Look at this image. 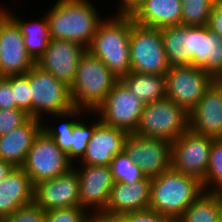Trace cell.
Returning a JSON list of instances; mask_svg holds the SVG:
<instances>
[{"label": "cell", "instance_id": "1", "mask_svg": "<svg viewBox=\"0 0 222 222\" xmlns=\"http://www.w3.org/2000/svg\"><path fill=\"white\" fill-rule=\"evenodd\" d=\"M101 20L87 50L97 56L120 80L131 72V14Z\"/></svg>", "mask_w": 222, "mask_h": 222}, {"label": "cell", "instance_id": "2", "mask_svg": "<svg viewBox=\"0 0 222 222\" xmlns=\"http://www.w3.org/2000/svg\"><path fill=\"white\" fill-rule=\"evenodd\" d=\"M96 8L88 0H58L46 15L51 39L90 45L101 21Z\"/></svg>", "mask_w": 222, "mask_h": 222}, {"label": "cell", "instance_id": "3", "mask_svg": "<svg viewBox=\"0 0 222 222\" xmlns=\"http://www.w3.org/2000/svg\"><path fill=\"white\" fill-rule=\"evenodd\" d=\"M203 193L202 182L171 168L152 178L149 209L177 220Z\"/></svg>", "mask_w": 222, "mask_h": 222}, {"label": "cell", "instance_id": "4", "mask_svg": "<svg viewBox=\"0 0 222 222\" xmlns=\"http://www.w3.org/2000/svg\"><path fill=\"white\" fill-rule=\"evenodd\" d=\"M118 81L97 56L86 50L78 63L75 80L70 87L74 107L95 111Z\"/></svg>", "mask_w": 222, "mask_h": 222}, {"label": "cell", "instance_id": "5", "mask_svg": "<svg viewBox=\"0 0 222 222\" xmlns=\"http://www.w3.org/2000/svg\"><path fill=\"white\" fill-rule=\"evenodd\" d=\"M29 89L34 119L42 120L43 111L58 119L77 117L85 111L74 107L69 86L36 64L29 70Z\"/></svg>", "mask_w": 222, "mask_h": 222}, {"label": "cell", "instance_id": "6", "mask_svg": "<svg viewBox=\"0 0 222 222\" xmlns=\"http://www.w3.org/2000/svg\"><path fill=\"white\" fill-rule=\"evenodd\" d=\"M188 129L189 113L166 97L145 104L134 133L172 143Z\"/></svg>", "mask_w": 222, "mask_h": 222}, {"label": "cell", "instance_id": "7", "mask_svg": "<svg viewBox=\"0 0 222 222\" xmlns=\"http://www.w3.org/2000/svg\"><path fill=\"white\" fill-rule=\"evenodd\" d=\"M131 72L166 75L169 62L163 48L161 29L135 23L131 16Z\"/></svg>", "mask_w": 222, "mask_h": 222}, {"label": "cell", "instance_id": "8", "mask_svg": "<svg viewBox=\"0 0 222 222\" xmlns=\"http://www.w3.org/2000/svg\"><path fill=\"white\" fill-rule=\"evenodd\" d=\"M34 185L65 174L73 163L68 156L44 131H40L27 154L21 167Z\"/></svg>", "mask_w": 222, "mask_h": 222}, {"label": "cell", "instance_id": "9", "mask_svg": "<svg viewBox=\"0 0 222 222\" xmlns=\"http://www.w3.org/2000/svg\"><path fill=\"white\" fill-rule=\"evenodd\" d=\"M213 139L188 129L171 143V168L195 177L204 187Z\"/></svg>", "mask_w": 222, "mask_h": 222}, {"label": "cell", "instance_id": "10", "mask_svg": "<svg viewBox=\"0 0 222 222\" xmlns=\"http://www.w3.org/2000/svg\"><path fill=\"white\" fill-rule=\"evenodd\" d=\"M144 106L145 103L119 80L94 113H99L97 118L106 125L134 133Z\"/></svg>", "mask_w": 222, "mask_h": 222}, {"label": "cell", "instance_id": "11", "mask_svg": "<svg viewBox=\"0 0 222 222\" xmlns=\"http://www.w3.org/2000/svg\"><path fill=\"white\" fill-rule=\"evenodd\" d=\"M166 77V97L188 113L203 97L212 77L193 65L170 66Z\"/></svg>", "mask_w": 222, "mask_h": 222}, {"label": "cell", "instance_id": "12", "mask_svg": "<svg viewBox=\"0 0 222 222\" xmlns=\"http://www.w3.org/2000/svg\"><path fill=\"white\" fill-rule=\"evenodd\" d=\"M124 151L145 176L156 177L171 169V142L128 133Z\"/></svg>", "mask_w": 222, "mask_h": 222}, {"label": "cell", "instance_id": "13", "mask_svg": "<svg viewBox=\"0 0 222 222\" xmlns=\"http://www.w3.org/2000/svg\"><path fill=\"white\" fill-rule=\"evenodd\" d=\"M75 169L80 187V207L87 212L88 207L93 208L94 213L91 215H102L106 211L114 183L110 166L83 165L82 168Z\"/></svg>", "mask_w": 222, "mask_h": 222}, {"label": "cell", "instance_id": "14", "mask_svg": "<svg viewBox=\"0 0 222 222\" xmlns=\"http://www.w3.org/2000/svg\"><path fill=\"white\" fill-rule=\"evenodd\" d=\"M86 50V47L76 42L51 39L47 49L35 64L71 87L78 63Z\"/></svg>", "mask_w": 222, "mask_h": 222}, {"label": "cell", "instance_id": "15", "mask_svg": "<svg viewBox=\"0 0 222 222\" xmlns=\"http://www.w3.org/2000/svg\"><path fill=\"white\" fill-rule=\"evenodd\" d=\"M79 180L75 167L65 174L34 185L33 202L43 211L80 207Z\"/></svg>", "mask_w": 222, "mask_h": 222}, {"label": "cell", "instance_id": "16", "mask_svg": "<svg viewBox=\"0 0 222 222\" xmlns=\"http://www.w3.org/2000/svg\"><path fill=\"white\" fill-rule=\"evenodd\" d=\"M35 62L28 55L23 35L8 16L0 26V72L3 77L26 74Z\"/></svg>", "mask_w": 222, "mask_h": 222}, {"label": "cell", "instance_id": "17", "mask_svg": "<svg viewBox=\"0 0 222 222\" xmlns=\"http://www.w3.org/2000/svg\"><path fill=\"white\" fill-rule=\"evenodd\" d=\"M152 178L146 176L132 184L114 182L103 216L117 218L121 214L149 209Z\"/></svg>", "mask_w": 222, "mask_h": 222}, {"label": "cell", "instance_id": "18", "mask_svg": "<svg viewBox=\"0 0 222 222\" xmlns=\"http://www.w3.org/2000/svg\"><path fill=\"white\" fill-rule=\"evenodd\" d=\"M128 133L120 128L100 122L88 141L81 158L83 165L110 166L113 158L125 149Z\"/></svg>", "mask_w": 222, "mask_h": 222}, {"label": "cell", "instance_id": "19", "mask_svg": "<svg viewBox=\"0 0 222 222\" xmlns=\"http://www.w3.org/2000/svg\"><path fill=\"white\" fill-rule=\"evenodd\" d=\"M189 129L194 133L222 138V91L213 83L189 112Z\"/></svg>", "mask_w": 222, "mask_h": 222}, {"label": "cell", "instance_id": "20", "mask_svg": "<svg viewBox=\"0 0 222 222\" xmlns=\"http://www.w3.org/2000/svg\"><path fill=\"white\" fill-rule=\"evenodd\" d=\"M42 130V121L29 118L23 125L0 136V159L13 167H22L35 137Z\"/></svg>", "mask_w": 222, "mask_h": 222}, {"label": "cell", "instance_id": "21", "mask_svg": "<svg viewBox=\"0 0 222 222\" xmlns=\"http://www.w3.org/2000/svg\"><path fill=\"white\" fill-rule=\"evenodd\" d=\"M34 186L21 167L13 170L0 181V222L18 208L33 202Z\"/></svg>", "mask_w": 222, "mask_h": 222}, {"label": "cell", "instance_id": "22", "mask_svg": "<svg viewBox=\"0 0 222 222\" xmlns=\"http://www.w3.org/2000/svg\"><path fill=\"white\" fill-rule=\"evenodd\" d=\"M131 16L135 23L146 27L182 25L181 0H144Z\"/></svg>", "mask_w": 222, "mask_h": 222}, {"label": "cell", "instance_id": "23", "mask_svg": "<svg viewBox=\"0 0 222 222\" xmlns=\"http://www.w3.org/2000/svg\"><path fill=\"white\" fill-rule=\"evenodd\" d=\"M194 66L211 77L222 70V38L208 26H194Z\"/></svg>", "mask_w": 222, "mask_h": 222}, {"label": "cell", "instance_id": "24", "mask_svg": "<svg viewBox=\"0 0 222 222\" xmlns=\"http://www.w3.org/2000/svg\"><path fill=\"white\" fill-rule=\"evenodd\" d=\"M161 34L169 66H194V26L162 28Z\"/></svg>", "mask_w": 222, "mask_h": 222}, {"label": "cell", "instance_id": "25", "mask_svg": "<svg viewBox=\"0 0 222 222\" xmlns=\"http://www.w3.org/2000/svg\"><path fill=\"white\" fill-rule=\"evenodd\" d=\"M120 80L145 104L166 98L165 75L130 72Z\"/></svg>", "mask_w": 222, "mask_h": 222}, {"label": "cell", "instance_id": "26", "mask_svg": "<svg viewBox=\"0 0 222 222\" xmlns=\"http://www.w3.org/2000/svg\"><path fill=\"white\" fill-rule=\"evenodd\" d=\"M12 14L10 11L8 12V16L17 24L23 35L24 45L28 55L36 63L51 41L47 16L40 21L28 23L27 21L25 22L22 19H18V16Z\"/></svg>", "mask_w": 222, "mask_h": 222}, {"label": "cell", "instance_id": "27", "mask_svg": "<svg viewBox=\"0 0 222 222\" xmlns=\"http://www.w3.org/2000/svg\"><path fill=\"white\" fill-rule=\"evenodd\" d=\"M176 222H219V195L204 192Z\"/></svg>", "mask_w": 222, "mask_h": 222}, {"label": "cell", "instance_id": "28", "mask_svg": "<svg viewBox=\"0 0 222 222\" xmlns=\"http://www.w3.org/2000/svg\"><path fill=\"white\" fill-rule=\"evenodd\" d=\"M182 25L206 26L208 25L213 0H181Z\"/></svg>", "mask_w": 222, "mask_h": 222}, {"label": "cell", "instance_id": "29", "mask_svg": "<svg viewBox=\"0 0 222 222\" xmlns=\"http://www.w3.org/2000/svg\"><path fill=\"white\" fill-rule=\"evenodd\" d=\"M110 169L114 182L132 184L146 177L138 164L125 151L113 158L110 163Z\"/></svg>", "mask_w": 222, "mask_h": 222}, {"label": "cell", "instance_id": "30", "mask_svg": "<svg viewBox=\"0 0 222 222\" xmlns=\"http://www.w3.org/2000/svg\"><path fill=\"white\" fill-rule=\"evenodd\" d=\"M203 188L208 193H217L222 188V138L213 139Z\"/></svg>", "mask_w": 222, "mask_h": 222}, {"label": "cell", "instance_id": "31", "mask_svg": "<svg viewBox=\"0 0 222 222\" xmlns=\"http://www.w3.org/2000/svg\"><path fill=\"white\" fill-rule=\"evenodd\" d=\"M100 119L97 122H93V125H86L83 121H76L73 125L72 137H71V149L66 153L68 159L74 163L75 159L82 158L88 141L91 139L93 132L97 125L100 123ZM74 161V162H73Z\"/></svg>", "mask_w": 222, "mask_h": 222}, {"label": "cell", "instance_id": "32", "mask_svg": "<svg viewBox=\"0 0 222 222\" xmlns=\"http://www.w3.org/2000/svg\"><path fill=\"white\" fill-rule=\"evenodd\" d=\"M11 89L14 95L15 108L25 111L32 118L29 71L26 74L11 75Z\"/></svg>", "mask_w": 222, "mask_h": 222}, {"label": "cell", "instance_id": "33", "mask_svg": "<svg viewBox=\"0 0 222 222\" xmlns=\"http://www.w3.org/2000/svg\"><path fill=\"white\" fill-rule=\"evenodd\" d=\"M77 120L71 119V121H60V125L57 128H50L45 123H42V131H44L50 138H53L56 145L65 153L71 149V137L73 131V125Z\"/></svg>", "mask_w": 222, "mask_h": 222}, {"label": "cell", "instance_id": "34", "mask_svg": "<svg viewBox=\"0 0 222 222\" xmlns=\"http://www.w3.org/2000/svg\"><path fill=\"white\" fill-rule=\"evenodd\" d=\"M82 207L55 208L45 211V222H85L91 215Z\"/></svg>", "mask_w": 222, "mask_h": 222}, {"label": "cell", "instance_id": "35", "mask_svg": "<svg viewBox=\"0 0 222 222\" xmlns=\"http://www.w3.org/2000/svg\"><path fill=\"white\" fill-rule=\"evenodd\" d=\"M29 118L30 115L18 108L0 109V136L23 125Z\"/></svg>", "mask_w": 222, "mask_h": 222}, {"label": "cell", "instance_id": "36", "mask_svg": "<svg viewBox=\"0 0 222 222\" xmlns=\"http://www.w3.org/2000/svg\"><path fill=\"white\" fill-rule=\"evenodd\" d=\"M1 222H45V211L32 202L18 208Z\"/></svg>", "mask_w": 222, "mask_h": 222}, {"label": "cell", "instance_id": "37", "mask_svg": "<svg viewBox=\"0 0 222 222\" xmlns=\"http://www.w3.org/2000/svg\"><path fill=\"white\" fill-rule=\"evenodd\" d=\"M115 219L117 222H176L174 218L159 214L151 209L127 212Z\"/></svg>", "mask_w": 222, "mask_h": 222}, {"label": "cell", "instance_id": "38", "mask_svg": "<svg viewBox=\"0 0 222 222\" xmlns=\"http://www.w3.org/2000/svg\"><path fill=\"white\" fill-rule=\"evenodd\" d=\"M15 108L14 95L11 89V76L0 78V109Z\"/></svg>", "mask_w": 222, "mask_h": 222}, {"label": "cell", "instance_id": "39", "mask_svg": "<svg viewBox=\"0 0 222 222\" xmlns=\"http://www.w3.org/2000/svg\"><path fill=\"white\" fill-rule=\"evenodd\" d=\"M207 26L222 38V4H213Z\"/></svg>", "mask_w": 222, "mask_h": 222}, {"label": "cell", "instance_id": "40", "mask_svg": "<svg viewBox=\"0 0 222 222\" xmlns=\"http://www.w3.org/2000/svg\"><path fill=\"white\" fill-rule=\"evenodd\" d=\"M144 0H122L119 8V14H132L136 8L143 2Z\"/></svg>", "mask_w": 222, "mask_h": 222}, {"label": "cell", "instance_id": "41", "mask_svg": "<svg viewBox=\"0 0 222 222\" xmlns=\"http://www.w3.org/2000/svg\"><path fill=\"white\" fill-rule=\"evenodd\" d=\"M13 168L14 167L10 163L0 159V181L4 179L13 170Z\"/></svg>", "mask_w": 222, "mask_h": 222}, {"label": "cell", "instance_id": "42", "mask_svg": "<svg viewBox=\"0 0 222 222\" xmlns=\"http://www.w3.org/2000/svg\"><path fill=\"white\" fill-rule=\"evenodd\" d=\"M85 222H117L116 219L103 215H90Z\"/></svg>", "mask_w": 222, "mask_h": 222}, {"label": "cell", "instance_id": "43", "mask_svg": "<svg viewBox=\"0 0 222 222\" xmlns=\"http://www.w3.org/2000/svg\"><path fill=\"white\" fill-rule=\"evenodd\" d=\"M212 83L222 91V70L212 77Z\"/></svg>", "mask_w": 222, "mask_h": 222}, {"label": "cell", "instance_id": "44", "mask_svg": "<svg viewBox=\"0 0 222 222\" xmlns=\"http://www.w3.org/2000/svg\"><path fill=\"white\" fill-rule=\"evenodd\" d=\"M8 12L7 9H2L0 8V26L2 24V22L8 17Z\"/></svg>", "mask_w": 222, "mask_h": 222}, {"label": "cell", "instance_id": "45", "mask_svg": "<svg viewBox=\"0 0 222 222\" xmlns=\"http://www.w3.org/2000/svg\"><path fill=\"white\" fill-rule=\"evenodd\" d=\"M219 222H222V199L219 197Z\"/></svg>", "mask_w": 222, "mask_h": 222}, {"label": "cell", "instance_id": "46", "mask_svg": "<svg viewBox=\"0 0 222 222\" xmlns=\"http://www.w3.org/2000/svg\"><path fill=\"white\" fill-rule=\"evenodd\" d=\"M217 194H218L219 197L222 199V188L217 192Z\"/></svg>", "mask_w": 222, "mask_h": 222}, {"label": "cell", "instance_id": "47", "mask_svg": "<svg viewBox=\"0 0 222 222\" xmlns=\"http://www.w3.org/2000/svg\"><path fill=\"white\" fill-rule=\"evenodd\" d=\"M214 3L222 4V0H213Z\"/></svg>", "mask_w": 222, "mask_h": 222}]
</instances>
